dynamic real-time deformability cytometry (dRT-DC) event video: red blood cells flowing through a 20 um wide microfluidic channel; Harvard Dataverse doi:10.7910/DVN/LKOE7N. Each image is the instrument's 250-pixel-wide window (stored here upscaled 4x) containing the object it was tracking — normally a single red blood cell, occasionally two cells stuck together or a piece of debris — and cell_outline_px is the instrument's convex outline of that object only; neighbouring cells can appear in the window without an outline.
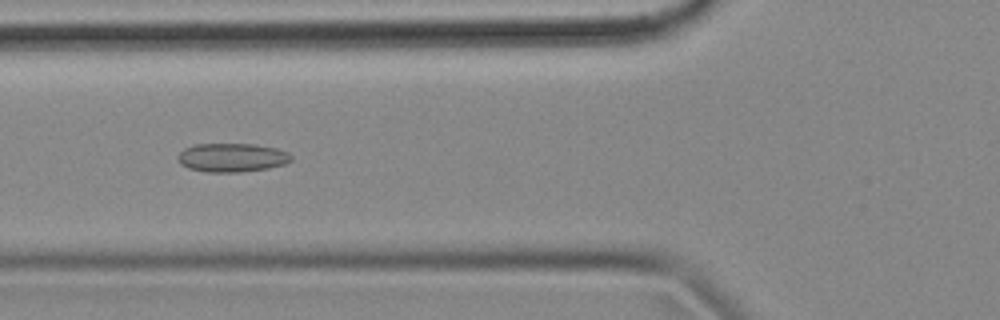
{"species": "common noctule bat (a hibernating species)", "species_latin": "Nyctalus noctula", "temperature_condition": "cold", "stored_images_in_passage": 41, "camera_frame_rate_fps": 3000, "um_per_image_px": 0.085, "animal": {"sex": "female", "body_mass_g": 18.4}, "frame": {"image": 1, "passage_image": 7, "time_ms": 2.0, "image_size_px": [1000, 320], "cell_outline_px": [[292, 160], [284, 164], [268, 168], [240, 172], [204, 172], [188, 168], [180, 164], [176, 156], [184, 148], [196, 144], [256, 144], [276, 148], [288, 152], [292, 156]], "centroid_in_image_um": [19.7, 13.39], "position_along_channel_um": 106.1, "area_um2": 19.13}, "authors_computed_cell_mechanics": {"area_um2": 17.34, "velocity_mm_per_s": 3.5612, "shape_relaxation_time_tau1_ms": null, "shape_relaxation_time_tau2_ms": 6.2429, "deformation_change_tau1": null, "deformation_change_tau2": 0.1293}}